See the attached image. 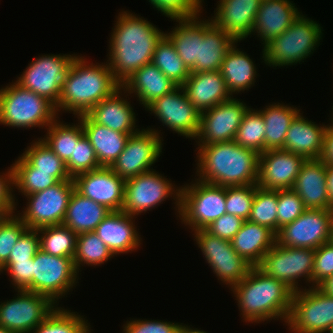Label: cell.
<instances>
[{
    "mask_svg": "<svg viewBox=\"0 0 333 333\" xmlns=\"http://www.w3.org/2000/svg\"><path fill=\"white\" fill-rule=\"evenodd\" d=\"M116 19L107 64L122 84L135 71L151 63L155 47L165 33L129 11L122 10Z\"/></svg>",
    "mask_w": 333,
    "mask_h": 333,
    "instance_id": "cell-1",
    "label": "cell"
},
{
    "mask_svg": "<svg viewBox=\"0 0 333 333\" xmlns=\"http://www.w3.org/2000/svg\"><path fill=\"white\" fill-rule=\"evenodd\" d=\"M197 146L198 180L224 187L257 184V152L243 148L234 140Z\"/></svg>",
    "mask_w": 333,
    "mask_h": 333,
    "instance_id": "cell-2",
    "label": "cell"
},
{
    "mask_svg": "<svg viewBox=\"0 0 333 333\" xmlns=\"http://www.w3.org/2000/svg\"><path fill=\"white\" fill-rule=\"evenodd\" d=\"M245 322H287L294 292L281 281L251 267L243 280L231 288ZM276 318V319H275Z\"/></svg>",
    "mask_w": 333,
    "mask_h": 333,
    "instance_id": "cell-3",
    "label": "cell"
},
{
    "mask_svg": "<svg viewBox=\"0 0 333 333\" xmlns=\"http://www.w3.org/2000/svg\"><path fill=\"white\" fill-rule=\"evenodd\" d=\"M79 55L72 62L56 106L57 114L73 112L76 117L87 114L103 99L113 95L122 84L106 63H89ZM65 110V111H64Z\"/></svg>",
    "mask_w": 333,
    "mask_h": 333,
    "instance_id": "cell-4",
    "label": "cell"
},
{
    "mask_svg": "<svg viewBox=\"0 0 333 333\" xmlns=\"http://www.w3.org/2000/svg\"><path fill=\"white\" fill-rule=\"evenodd\" d=\"M55 105L16 81L0 89V124L14 128L47 129L58 119Z\"/></svg>",
    "mask_w": 333,
    "mask_h": 333,
    "instance_id": "cell-5",
    "label": "cell"
},
{
    "mask_svg": "<svg viewBox=\"0 0 333 333\" xmlns=\"http://www.w3.org/2000/svg\"><path fill=\"white\" fill-rule=\"evenodd\" d=\"M322 31L319 23L300 13L287 30L264 46V63L281 67L304 62L320 44Z\"/></svg>",
    "mask_w": 333,
    "mask_h": 333,
    "instance_id": "cell-6",
    "label": "cell"
},
{
    "mask_svg": "<svg viewBox=\"0 0 333 333\" xmlns=\"http://www.w3.org/2000/svg\"><path fill=\"white\" fill-rule=\"evenodd\" d=\"M187 185V186H186ZM226 213L225 187L195 179L180 190L179 218L192 231L206 229Z\"/></svg>",
    "mask_w": 333,
    "mask_h": 333,
    "instance_id": "cell-7",
    "label": "cell"
},
{
    "mask_svg": "<svg viewBox=\"0 0 333 333\" xmlns=\"http://www.w3.org/2000/svg\"><path fill=\"white\" fill-rule=\"evenodd\" d=\"M294 333H330L333 328V296L320 287L295 292L286 324Z\"/></svg>",
    "mask_w": 333,
    "mask_h": 333,
    "instance_id": "cell-8",
    "label": "cell"
},
{
    "mask_svg": "<svg viewBox=\"0 0 333 333\" xmlns=\"http://www.w3.org/2000/svg\"><path fill=\"white\" fill-rule=\"evenodd\" d=\"M314 257V249L282 246L275 242L257 267L267 276L284 283L295 293L301 290V287H298L300 277L309 285L312 283Z\"/></svg>",
    "mask_w": 333,
    "mask_h": 333,
    "instance_id": "cell-9",
    "label": "cell"
},
{
    "mask_svg": "<svg viewBox=\"0 0 333 333\" xmlns=\"http://www.w3.org/2000/svg\"><path fill=\"white\" fill-rule=\"evenodd\" d=\"M77 55H42L34 59L16 82L25 89L47 98L55 107L67 75Z\"/></svg>",
    "mask_w": 333,
    "mask_h": 333,
    "instance_id": "cell-10",
    "label": "cell"
},
{
    "mask_svg": "<svg viewBox=\"0 0 333 333\" xmlns=\"http://www.w3.org/2000/svg\"><path fill=\"white\" fill-rule=\"evenodd\" d=\"M171 182L154 169L126 180L122 211L137 216L155 208L173 195L179 214L181 187L176 188Z\"/></svg>",
    "mask_w": 333,
    "mask_h": 333,
    "instance_id": "cell-11",
    "label": "cell"
},
{
    "mask_svg": "<svg viewBox=\"0 0 333 333\" xmlns=\"http://www.w3.org/2000/svg\"><path fill=\"white\" fill-rule=\"evenodd\" d=\"M74 189L72 178L59 181L45 190L26 195L28 201L26 208L17 216L30 229L60 225L64 220Z\"/></svg>",
    "mask_w": 333,
    "mask_h": 333,
    "instance_id": "cell-12",
    "label": "cell"
},
{
    "mask_svg": "<svg viewBox=\"0 0 333 333\" xmlns=\"http://www.w3.org/2000/svg\"><path fill=\"white\" fill-rule=\"evenodd\" d=\"M17 296L0 302V327L13 333H32L57 307L48 296L17 290Z\"/></svg>",
    "mask_w": 333,
    "mask_h": 333,
    "instance_id": "cell-13",
    "label": "cell"
},
{
    "mask_svg": "<svg viewBox=\"0 0 333 333\" xmlns=\"http://www.w3.org/2000/svg\"><path fill=\"white\" fill-rule=\"evenodd\" d=\"M33 264V292L50 297L56 304L78 283L73 258L49 255L39 249Z\"/></svg>",
    "mask_w": 333,
    "mask_h": 333,
    "instance_id": "cell-14",
    "label": "cell"
},
{
    "mask_svg": "<svg viewBox=\"0 0 333 333\" xmlns=\"http://www.w3.org/2000/svg\"><path fill=\"white\" fill-rule=\"evenodd\" d=\"M158 131L148 127L131 134L110 168L125 181L153 170L151 166L157 162L163 148V138Z\"/></svg>",
    "mask_w": 333,
    "mask_h": 333,
    "instance_id": "cell-15",
    "label": "cell"
},
{
    "mask_svg": "<svg viewBox=\"0 0 333 333\" xmlns=\"http://www.w3.org/2000/svg\"><path fill=\"white\" fill-rule=\"evenodd\" d=\"M333 209H306L276 234L282 246L317 249L332 239Z\"/></svg>",
    "mask_w": 333,
    "mask_h": 333,
    "instance_id": "cell-16",
    "label": "cell"
},
{
    "mask_svg": "<svg viewBox=\"0 0 333 333\" xmlns=\"http://www.w3.org/2000/svg\"><path fill=\"white\" fill-rule=\"evenodd\" d=\"M193 235L218 280L231 289L245 278L252 266L232 248L231 241L213 236L205 229L195 230Z\"/></svg>",
    "mask_w": 333,
    "mask_h": 333,
    "instance_id": "cell-17",
    "label": "cell"
},
{
    "mask_svg": "<svg viewBox=\"0 0 333 333\" xmlns=\"http://www.w3.org/2000/svg\"><path fill=\"white\" fill-rule=\"evenodd\" d=\"M249 107L232 97L213 108L200 113L196 137L198 145L232 141ZM199 140V141H198Z\"/></svg>",
    "mask_w": 333,
    "mask_h": 333,
    "instance_id": "cell-18",
    "label": "cell"
},
{
    "mask_svg": "<svg viewBox=\"0 0 333 333\" xmlns=\"http://www.w3.org/2000/svg\"><path fill=\"white\" fill-rule=\"evenodd\" d=\"M162 125L172 129L174 133L194 139L200 122V112L188 100L182 86H177L170 93L156 99L147 108Z\"/></svg>",
    "mask_w": 333,
    "mask_h": 333,
    "instance_id": "cell-19",
    "label": "cell"
},
{
    "mask_svg": "<svg viewBox=\"0 0 333 333\" xmlns=\"http://www.w3.org/2000/svg\"><path fill=\"white\" fill-rule=\"evenodd\" d=\"M75 190L82 196L106 206L111 211L122 210L125 180L110 167L101 166L73 178Z\"/></svg>",
    "mask_w": 333,
    "mask_h": 333,
    "instance_id": "cell-20",
    "label": "cell"
},
{
    "mask_svg": "<svg viewBox=\"0 0 333 333\" xmlns=\"http://www.w3.org/2000/svg\"><path fill=\"white\" fill-rule=\"evenodd\" d=\"M305 158L284 149L259 154L257 186L263 189H292Z\"/></svg>",
    "mask_w": 333,
    "mask_h": 333,
    "instance_id": "cell-21",
    "label": "cell"
},
{
    "mask_svg": "<svg viewBox=\"0 0 333 333\" xmlns=\"http://www.w3.org/2000/svg\"><path fill=\"white\" fill-rule=\"evenodd\" d=\"M262 0H220L212 22L237 41L252 34L255 17Z\"/></svg>",
    "mask_w": 333,
    "mask_h": 333,
    "instance_id": "cell-22",
    "label": "cell"
},
{
    "mask_svg": "<svg viewBox=\"0 0 333 333\" xmlns=\"http://www.w3.org/2000/svg\"><path fill=\"white\" fill-rule=\"evenodd\" d=\"M134 217L122 210L111 211L94 230L114 256L120 253H131L142 244Z\"/></svg>",
    "mask_w": 333,
    "mask_h": 333,
    "instance_id": "cell-23",
    "label": "cell"
},
{
    "mask_svg": "<svg viewBox=\"0 0 333 333\" xmlns=\"http://www.w3.org/2000/svg\"><path fill=\"white\" fill-rule=\"evenodd\" d=\"M327 165L320 159H306L292 189L306 209H333L327 190Z\"/></svg>",
    "mask_w": 333,
    "mask_h": 333,
    "instance_id": "cell-24",
    "label": "cell"
},
{
    "mask_svg": "<svg viewBox=\"0 0 333 333\" xmlns=\"http://www.w3.org/2000/svg\"><path fill=\"white\" fill-rule=\"evenodd\" d=\"M290 0H262L258 8L252 33L260 37L263 47L282 34L301 12Z\"/></svg>",
    "mask_w": 333,
    "mask_h": 333,
    "instance_id": "cell-25",
    "label": "cell"
},
{
    "mask_svg": "<svg viewBox=\"0 0 333 333\" xmlns=\"http://www.w3.org/2000/svg\"><path fill=\"white\" fill-rule=\"evenodd\" d=\"M182 88L200 113L233 97L220 71L191 72Z\"/></svg>",
    "mask_w": 333,
    "mask_h": 333,
    "instance_id": "cell-26",
    "label": "cell"
},
{
    "mask_svg": "<svg viewBox=\"0 0 333 333\" xmlns=\"http://www.w3.org/2000/svg\"><path fill=\"white\" fill-rule=\"evenodd\" d=\"M302 114L299 113L290 124L283 149L305 159H320L323 154L327 125L315 124Z\"/></svg>",
    "mask_w": 333,
    "mask_h": 333,
    "instance_id": "cell-27",
    "label": "cell"
},
{
    "mask_svg": "<svg viewBox=\"0 0 333 333\" xmlns=\"http://www.w3.org/2000/svg\"><path fill=\"white\" fill-rule=\"evenodd\" d=\"M123 88L118 89L113 95L103 99L95 105L87 115L97 124L106 126L111 130L126 134H134L140 129L136 128L135 112L130 103L121 95Z\"/></svg>",
    "mask_w": 333,
    "mask_h": 333,
    "instance_id": "cell-28",
    "label": "cell"
},
{
    "mask_svg": "<svg viewBox=\"0 0 333 333\" xmlns=\"http://www.w3.org/2000/svg\"><path fill=\"white\" fill-rule=\"evenodd\" d=\"M177 87L154 64H146L122 83L124 93H134L140 104L146 108L164 94Z\"/></svg>",
    "mask_w": 333,
    "mask_h": 333,
    "instance_id": "cell-29",
    "label": "cell"
},
{
    "mask_svg": "<svg viewBox=\"0 0 333 333\" xmlns=\"http://www.w3.org/2000/svg\"><path fill=\"white\" fill-rule=\"evenodd\" d=\"M275 242L276 234L268 227L245 220L231 245L247 263L256 267Z\"/></svg>",
    "mask_w": 333,
    "mask_h": 333,
    "instance_id": "cell-30",
    "label": "cell"
},
{
    "mask_svg": "<svg viewBox=\"0 0 333 333\" xmlns=\"http://www.w3.org/2000/svg\"><path fill=\"white\" fill-rule=\"evenodd\" d=\"M96 153L100 166L110 167L122 153L131 134L95 123L87 114L77 117Z\"/></svg>",
    "mask_w": 333,
    "mask_h": 333,
    "instance_id": "cell-31",
    "label": "cell"
},
{
    "mask_svg": "<svg viewBox=\"0 0 333 333\" xmlns=\"http://www.w3.org/2000/svg\"><path fill=\"white\" fill-rule=\"evenodd\" d=\"M197 16L187 20H176L177 26L165 33L173 42L179 57L191 71L199 62V41L204 31L213 23L211 19ZM199 19V20H198Z\"/></svg>",
    "mask_w": 333,
    "mask_h": 333,
    "instance_id": "cell-32",
    "label": "cell"
},
{
    "mask_svg": "<svg viewBox=\"0 0 333 333\" xmlns=\"http://www.w3.org/2000/svg\"><path fill=\"white\" fill-rule=\"evenodd\" d=\"M110 212L106 206L82 196L74 189L62 224L76 234L94 232Z\"/></svg>",
    "mask_w": 333,
    "mask_h": 333,
    "instance_id": "cell-33",
    "label": "cell"
},
{
    "mask_svg": "<svg viewBox=\"0 0 333 333\" xmlns=\"http://www.w3.org/2000/svg\"><path fill=\"white\" fill-rule=\"evenodd\" d=\"M238 41L212 23L199 41V62L191 72L220 71L227 52Z\"/></svg>",
    "mask_w": 333,
    "mask_h": 333,
    "instance_id": "cell-34",
    "label": "cell"
},
{
    "mask_svg": "<svg viewBox=\"0 0 333 333\" xmlns=\"http://www.w3.org/2000/svg\"><path fill=\"white\" fill-rule=\"evenodd\" d=\"M235 45L227 52L220 68L226 87L232 96L253 87L257 77L255 62Z\"/></svg>",
    "mask_w": 333,
    "mask_h": 333,
    "instance_id": "cell-35",
    "label": "cell"
},
{
    "mask_svg": "<svg viewBox=\"0 0 333 333\" xmlns=\"http://www.w3.org/2000/svg\"><path fill=\"white\" fill-rule=\"evenodd\" d=\"M258 110L265 123V151L283 149L287 131L300 109L278 102Z\"/></svg>",
    "mask_w": 333,
    "mask_h": 333,
    "instance_id": "cell-36",
    "label": "cell"
},
{
    "mask_svg": "<svg viewBox=\"0 0 333 333\" xmlns=\"http://www.w3.org/2000/svg\"><path fill=\"white\" fill-rule=\"evenodd\" d=\"M151 63L177 86H182L191 73L166 34L158 41Z\"/></svg>",
    "mask_w": 333,
    "mask_h": 333,
    "instance_id": "cell-37",
    "label": "cell"
},
{
    "mask_svg": "<svg viewBox=\"0 0 333 333\" xmlns=\"http://www.w3.org/2000/svg\"><path fill=\"white\" fill-rule=\"evenodd\" d=\"M46 130V135L41 139L65 163L73 155L74 143L85 135L79 120L78 124L70 125L56 119Z\"/></svg>",
    "mask_w": 333,
    "mask_h": 333,
    "instance_id": "cell-38",
    "label": "cell"
},
{
    "mask_svg": "<svg viewBox=\"0 0 333 333\" xmlns=\"http://www.w3.org/2000/svg\"><path fill=\"white\" fill-rule=\"evenodd\" d=\"M40 249L53 256L74 258L77 234L63 224L37 229ZM42 234V235H40Z\"/></svg>",
    "mask_w": 333,
    "mask_h": 333,
    "instance_id": "cell-39",
    "label": "cell"
},
{
    "mask_svg": "<svg viewBox=\"0 0 333 333\" xmlns=\"http://www.w3.org/2000/svg\"><path fill=\"white\" fill-rule=\"evenodd\" d=\"M38 140V141H37ZM25 149L21 155L35 171L52 172L58 181L72 179L67 171L65 162L60 159L40 138Z\"/></svg>",
    "mask_w": 333,
    "mask_h": 333,
    "instance_id": "cell-40",
    "label": "cell"
},
{
    "mask_svg": "<svg viewBox=\"0 0 333 333\" xmlns=\"http://www.w3.org/2000/svg\"><path fill=\"white\" fill-rule=\"evenodd\" d=\"M12 171L13 185L24 196L45 190L59 182L52 176V172L35 171L21 155L12 164Z\"/></svg>",
    "mask_w": 333,
    "mask_h": 333,
    "instance_id": "cell-41",
    "label": "cell"
},
{
    "mask_svg": "<svg viewBox=\"0 0 333 333\" xmlns=\"http://www.w3.org/2000/svg\"><path fill=\"white\" fill-rule=\"evenodd\" d=\"M110 249L94 232L77 234L74 266L79 273L81 265L99 266L113 257Z\"/></svg>",
    "mask_w": 333,
    "mask_h": 333,
    "instance_id": "cell-42",
    "label": "cell"
},
{
    "mask_svg": "<svg viewBox=\"0 0 333 333\" xmlns=\"http://www.w3.org/2000/svg\"><path fill=\"white\" fill-rule=\"evenodd\" d=\"M83 316L64 307L56 309L41 322L33 333H91L90 324Z\"/></svg>",
    "mask_w": 333,
    "mask_h": 333,
    "instance_id": "cell-43",
    "label": "cell"
},
{
    "mask_svg": "<svg viewBox=\"0 0 333 333\" xmlns=\"http://www.w3.org/2000/svg\"><path fill=\"white\" fill-rule=\"evenodd\" d=\"M234 141L258 154L265 152V123L258 110L249 108L244 114Z\"/></svg>",
    "mask_w": 333,
    "mask_h": 333,
    "instance_id": "cell-44",
    "label": "cell"
},
{
    "mask_svg": "<svg viewBox=\"0 0 333 333\" xmlns=\"http://www.w3.org/2000/svg\"><path fill=\"white\" fill-rule=\"evenodd\" d=\"M277 190L255 184V195L249 221L263 225L277 234Z\"/></svg>",
    "mask_w": 333,
    "mask_h": 333,
    "instance_id": "cell-45",
    "label": "cell"
},
{
    "mask_svg": "<svg viewBox=\"0 0 333 333\" xmlns=\"http://www.w3.org/2000/svg\"><path fill=\"white\" fill-rule=\"evenodd\" d=\"M65 164L71 178L101 167L90 140L85 135L74 143L73 155Z\"/></svg>",
    "mask_w": 333,
    "mask_h": 333,
    "instance_id": "cell-46",
    "label": "cell"
},
{
    "mask_svg": "<svg viewBox=\"0 0 333 333\" xmlns=\"http://www.w3.org/2000/svg\"><path fill=\"white\" fill-rule=\"evenodd\" d=\"M255 195V184L225 187L226 213L248 220Z\"/></svg>",
    "mask_w": 333,
    "mask_h": 333,
    "instance_id": "cell-47",
    "label": "cell"
},
{
    "mask_svg": "<svg viewBox=\"0 0 333 333\" xmlns=\"http://www.w3.org/2000/svg\"><path fill=\"white\" fill-rule=\"evenodd\" d=\"M26 229L17 214L0 216V269L8 262L14 245Z\"/></svg>",
    "mask_w": 333,
    "mask_h": 333,
    "instance_id": "cell-48",
    "label": "cell"
},
{
    "mask_svg": "<svg viewBox=\"0 0 333 333\" xmlns=\"http://www.w3.org/2000/svg\"><path fill=\"white\" fill-rule=\"evenodd\" d=\"M202 1L204 0H149L153 8L175 21L200 16Z\"/></svg>",
    "mask_w": 333,
    "mask_h": 333,
    "instance_id": "cell-49",
    "label": "cell"
},
{
    "mask_svg": "<svg viewBox=\"0 0 333 333\" xmlns=\"http://www.w3.org/2000/svg\"><path fill=\"white\" fill-rule=\"evenodd\" d=\"M277 208V233L306 210L302 199L293 189L277 190Z\"/></svg>",
    "mask_w": 333,
    "mask_h": 333,
    "instance_id": "cell-50",
    "label": "cell"
},
{
    "mask_svg": "<svg viewBox=\"0 0 333 333\" xmlns=\"http://www.w3.org/2000/svg\"><path fill=\"white\" fill-rule=\"evenodd\" d=\"M333 275V241L315 249L311 287H319Z\"/></svg>",
    "mask_w": 333,
    "mask_h": 333,
    "instance_id": "cell-51",
    "label": "cell"
},
{
    "mask_svg": "<svg viewBox=\"0 0 333 333\" xmlns=\"http://www.w3.org/2000/svg\"><path fill=\"white\" fill-rule=\"evenodd\" d=\"M33 258L30 261L7 262L0 272L8 271L12 285L17 290L33 292Z\"/></svg>",
    "mask_w": 333,
    "mask_h": 333,
    "instance_id": "cell-52",
    "label": "cell"
},
{
    "mask_svg": "<svg viewBox=\"0 0 333 333\" xmlns=\"http://www.w3.org/2000/svg\"><path fill=\"white\" fill-rule=\"evenodd\" d=\"M40 249L37 229L27 228L14 245L8 262L30 261Z\"/></svg>",
    "mask_w": 333,
    "mask_h": 333,
    "instance_id": "cell-53",
    "label": "cell"
},
{
    "mask_svg": "<svg viewBox=\"0 0 333 333\" xmlns=\"http://www.w3.org/2000/svg\"><path fill=\"white\" fill-rule=\"evenodd\" d=\"M180 323L134 319L126 321L122 333H177Z\"/></svg>",
    "mask_w": 333,
    "mask_h": 333,
    "instance_id": "cell-54",
    "label": "cell"
},
{
    "mask_svg": "<svg viewBox=\"0 0 333 333\" xmlns=\"http://www.w3.org/2000/svg\"><path fill=\"white\" fill-rule=\"evenodd\" d=\"M244 221L241 217L225 213L213 221L205 230L213 236L231 241L241 229Z\"/></svg>",
    "mask_w": 333,
    "mask_h": 333,
    "instance_id": "cell-55",
    "label": "cell"
},
{
    "mask_svg": "<svg viewBox=\"0 0 333 333\" xmlns=\"http://www.w3.org/2000/svg\"><path fill=\"white\" fill-rule=\"evenodd\" d=\"M0 175V216H6L15 213L17 202L13 194V171L12 166L8 171ZM12 186V187H11Z\"/></svg>",
    "mask_w": 333,
    "mask_h": 333,
    "instance_id": "cell-56",
    "label": "cell"
},
{
    "mask_svg": "<svg viewBox=\"0 0 333 333\" xmlns=\"http://www.w3.org/2000/svg\"><path fill=\"white\" fill-rule=\"evenodd\" d=\"M329 124L325 131L324 149L321 159L326 165H333V124Z\"/></svg>",
    "mask_w": 333,
    "mask_h": 333,
    "instance_id": "cell-57",
    "label": "cell"
},
{
    "mask_svg": "<svg viewBox=\"0 0 333 333\" xmlns=\"http://www.w3.org/2000/svg\"><path fill=\"white\" fill-rule=\"evenodd\" d=\"M326 176H327L328 195L330 198L331 205L333 206V165H327Z\"/></svg>",
    "mask_w": 333,
    "mask_h": 333,
    "instance_id": "cell-58",
    "label": "cell"
},
{
    "mask_svg": "<svg viewBox=\"0 0 333 333\" xmlns=\"http://www.w3.org/2000/svg\"><path fill=\"white\" fill-rule=\"evenodd\" d=\"M324 292L333 296V275L319 286Z\"/></svg>",
    "mask_w": 333,
    "mask_h": 333,
    "instance_id": "cell-59",
    "label": "cell"
},
{
    "mask_svg": "<svg viewBox=\"0 0 333 333\" xmlns=\"http://www.w3.org/2000/svg\"><path fill=\"white\" fill-rule=\"evenodd\" d=\"M181 323L177 333H207L206 331L200 330V329H192L190 326H187L186 324ZM186 325V326H185Z\"/></svg>",
    "mask_w": 333,
    "mask_h": 333,
    "instance_id": "cell-60",
    "label": "cell"
},
{
    "mask_svg": "<svg viewBox=\"0 0 333 333\" xmlns=\"http://www.w3.org/2000/svg\"><path fill=\"white\" fill-rule=\"evenodd\" d=\"M0 333H13V332H11L10 330H7L3 327H0Z\"/></svg>",
    "mask_w": 333,
    "mask_h": 333,
    "instance_id": "cell-61",
    "label": "cell"
},
{
    "mask_svg": "<svg viewBox=\"0 0 333 333\" xmlns=\"http://www.w3.org/2000/svg\"><path fill=\"white\" fill-rule=\"evenodd\" d=\"M333 109V108H332ZM333 111V110H332ZM332 114H333V112H332ZM331 124H333V115H332V117H331Z\"/></svg>",
    "mask_w": 333,
    "mask_h": 333,
    "instance_id": "cell-62",
    "label": "cell"
},
{
    "mask_svg": "<svg viewBox=\"0 0 333 333\" xmlns=\"http://www.w3.org/2000/svg\"><path fill=\"white\" fill-rule=\"evenodd\" d=\"M331 241H333V223H332V239Z\"/></svg>",
    "mask_w": 333,
    "mask_h": 333,
    "instance_id": "cell-63",
    "label": "cell"
}]
</instances>
